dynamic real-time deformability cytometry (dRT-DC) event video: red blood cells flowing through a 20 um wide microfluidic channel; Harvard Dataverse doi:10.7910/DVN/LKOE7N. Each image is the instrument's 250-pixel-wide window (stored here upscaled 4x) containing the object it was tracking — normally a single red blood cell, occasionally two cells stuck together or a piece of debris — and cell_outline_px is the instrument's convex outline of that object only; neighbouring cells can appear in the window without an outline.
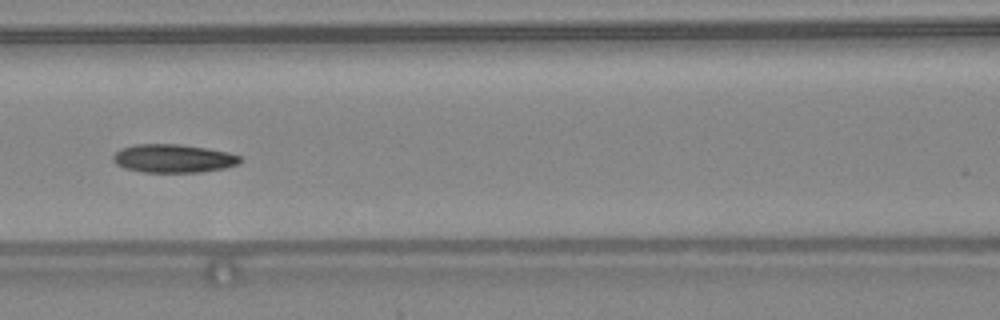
{"species": "common noctule bat (a hibernating species)", "species_latin": "Nyctalus noctula", "temperature_condition": "warm", "stored_images_in_passage": 12, "camera_frame_rate_fps": 3000, "um_per_image_px": 0.085, "animal": {"sex": "female", "body_mass_g": 24.6, "forearm_length_mm": 56.2}, "frame": {"image": 1, "passage_image": 9, "time_ms": 2.667, "image_size_px": [1000, 320], "cell_outline_px": [[240, 164], [224, 168], [200, 172], [144, 172], [124, 168], [116, 164], [112, 160], [112, 156], [120, 148], [136, 144], [180, 144], [228, 152], [240, 156]], "centroid_in_image_um": [14.7, 13.47], "position_along_channel_um": 151.9, "area_um2": 20.98}}